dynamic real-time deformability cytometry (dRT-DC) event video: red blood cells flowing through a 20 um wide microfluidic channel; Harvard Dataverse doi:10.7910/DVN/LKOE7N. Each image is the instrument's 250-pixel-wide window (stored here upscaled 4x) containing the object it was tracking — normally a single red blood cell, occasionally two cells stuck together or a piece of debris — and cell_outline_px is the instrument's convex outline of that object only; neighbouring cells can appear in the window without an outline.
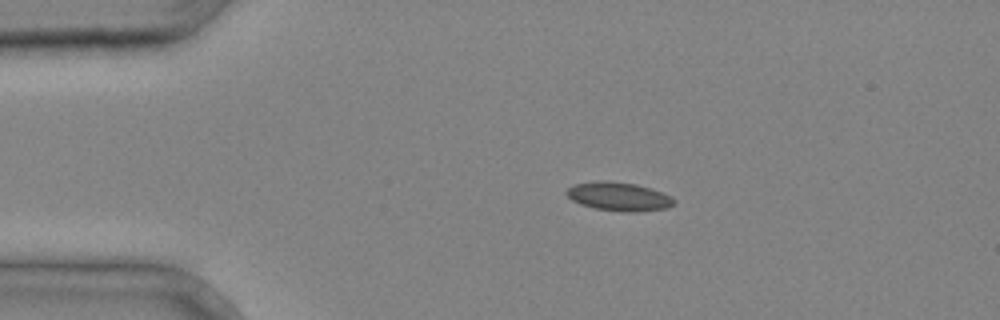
{"species": "common noctule bat (a hibernating species)", "species_latin": "Nyctalus noctula", "temperature_condition": "cold", "stored_images_in_passage": 3, "camera_frame_rate_fps": 3000, "um_per_image_px": 0.085, "animal": {"sex": "male", "body_mass_g": 20.4}, "frame": {"image": 1, "passage_image": 2, "time_ms": 0.333, "image_size_px": [1000, 320], "cell_outline_px": [[676, 204], [668, 208], [636, 212], [628, 212], [596, 208], [580, 204], [572, 200], [564, 192], [572, 184], [596, 180], [608, 180], [636, 184], [672, 196], [676, 200]], "centroid_in_image_um": [52.59, 16.69], "position_along_channel_um": 32.4, "area_um2": 18.09}}